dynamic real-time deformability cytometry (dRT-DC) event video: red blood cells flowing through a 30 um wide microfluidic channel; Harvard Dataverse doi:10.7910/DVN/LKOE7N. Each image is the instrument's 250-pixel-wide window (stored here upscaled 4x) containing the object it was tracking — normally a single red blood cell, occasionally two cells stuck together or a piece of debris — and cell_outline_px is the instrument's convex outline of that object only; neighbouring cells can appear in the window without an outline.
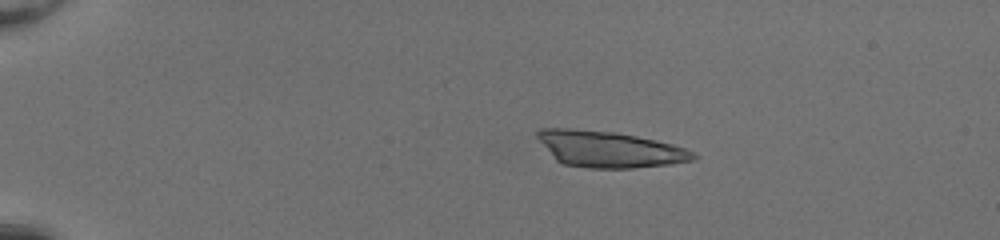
{"species": "common noctule bat (a hibernating species)", "species_latin": "Nyctalus noctula", "temperature_condition": "room temperature", "stored_images_in_passage": 27, "segment_of_instrument_passage": [1, 2], "camera_frame_rate_fps": 3000, "um_per_image_px": 0.085, "animal": {"sex": "female", "body_mass_g": 20.0, "forearm_length_mm": 54.0}, "frame": {"image": 1, "passage_image": 12, "time_ms": 3.667, "image_size_px": [1000, 240], "cell_outline_px": [[700, 156], [692, 160], [672, 164], [632, 168], [588, 168], [564, 164], [556, 160], [536, 136], [536, 132], [540, 128], [572, 128], [616, 132], [656, 140], [672, 144], [696, 152]], "centroid_in_image_um": [51.82, 12.68], "position_along_channel_um": 33.2, "area_um2": 32.95}}